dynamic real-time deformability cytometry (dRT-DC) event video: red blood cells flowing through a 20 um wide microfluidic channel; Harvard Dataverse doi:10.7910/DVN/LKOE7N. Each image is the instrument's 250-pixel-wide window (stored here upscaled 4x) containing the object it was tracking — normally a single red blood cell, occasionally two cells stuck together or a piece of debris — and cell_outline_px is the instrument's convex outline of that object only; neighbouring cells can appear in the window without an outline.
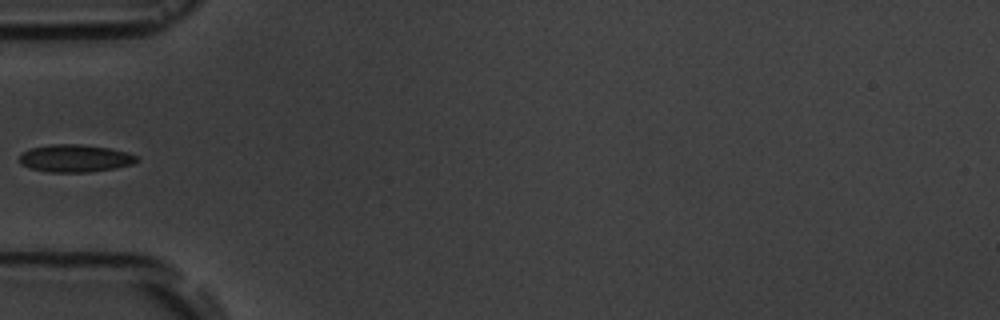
{"species": "common noctule bat (a hibernating species)", "species_latin": "Nyctalus noctula", "temperature_condition": "room temperature", "stored_images_in_passage": 4, "camera_frame_rate_fps": 3000, "um_per_image_px": 0.085, "animal": {"sex": "male", "body_mass_g": 19.5, "forearm_length_mm": 54.6}, "frame": {"image": 1, "passage_image": 4, "time_ms": 4.333, "image_size_px": [1000, 320], "cell_outline_px": [[140, 160], [132, 164], [116, 168], [88, 172], [48, 172], [28, 168], [20, 164], [20, 156], [24, 152], [32, 148], [52, 144], [80, 144], [108, 148], [128, 152], [136, 156]], "centroid_in_image_um": [6.39, 13.46], "position_along_channel_um": 78.6, "area_um2": 18.79}}